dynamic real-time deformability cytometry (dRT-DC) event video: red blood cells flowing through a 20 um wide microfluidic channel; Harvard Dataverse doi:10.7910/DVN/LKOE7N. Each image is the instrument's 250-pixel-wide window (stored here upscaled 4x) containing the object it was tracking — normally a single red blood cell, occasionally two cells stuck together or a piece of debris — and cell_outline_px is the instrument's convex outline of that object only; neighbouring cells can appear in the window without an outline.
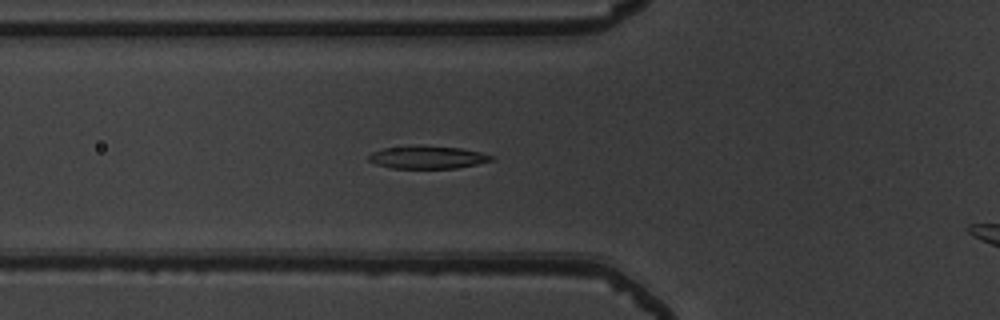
{"species": "common noctule bat (a hibernating species)", "species_latin": "Nyctalus noctula", "temperature_condition": "warm", "stored_images_in_passage": 47, "camera_frame_rate_fps": 3000, "um_per_image_px": 0.085, "animal": {"sex": "male", "body_mass_g": 19.5, "forearm_length_mm": 54.6}, "frame": {"image": 1, "passage_image": 19, "time_ms": 6.0, "image_size_px": [1000, 320], "cell_outline_px": [[496, 160], [456, 168], [392, 168], [376, 164], [368, 160], [368, 156], [372, 152], [384, 148], [420, 144], [460, 148], [480, 152], [492, 156]], "centroid_in_image_um": [36.33, 13.35], "position_along_channel_um": 89.5, "area_um2": 16.42}}
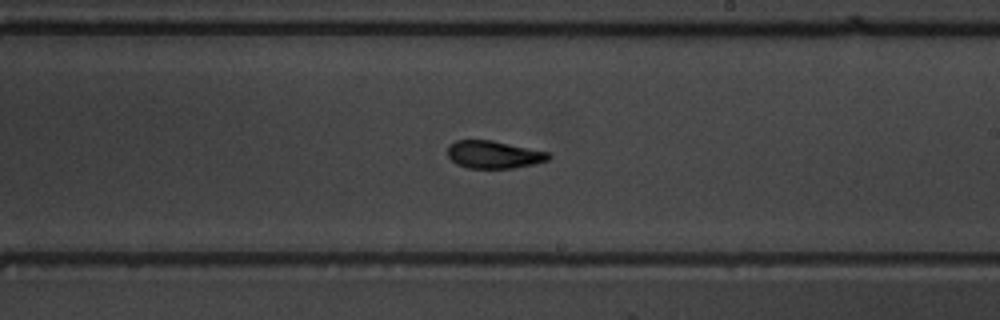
{"frame": {"image": 2, "passage_image": 31, "time_ms": 10.0, "image_size_px": [1000, 320], "cell_outline_px": [[552, 156], [548, 160], [532, 164], [512, 168], [468, 168], [456, 164], [448, 156], [448, 144], [456, 140], [492, 140], [548, 152]], "centroid_in_image_um": [41.94, 13.13], "position_along_channel_um": 247.1, "area_um2": 16.18}}
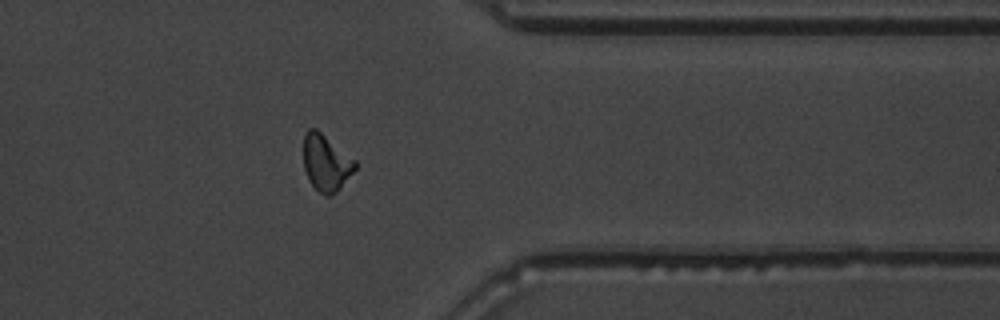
{"frame": {"image": 3, "passage_image": 42, "time_ms": 13.667, "image_size_px": [1000, 320], "cell_outline_px": [[356, 168], [340, 188], [332, 196], [324, 196], [308, 180], [304, 168], [304, 132], [308, 128], [316, 128], [356, 160]], "centroid_in_image_um": [27.71, 13.83], "position_along_channel_um": 383.7, "area_um2": 16.99}}